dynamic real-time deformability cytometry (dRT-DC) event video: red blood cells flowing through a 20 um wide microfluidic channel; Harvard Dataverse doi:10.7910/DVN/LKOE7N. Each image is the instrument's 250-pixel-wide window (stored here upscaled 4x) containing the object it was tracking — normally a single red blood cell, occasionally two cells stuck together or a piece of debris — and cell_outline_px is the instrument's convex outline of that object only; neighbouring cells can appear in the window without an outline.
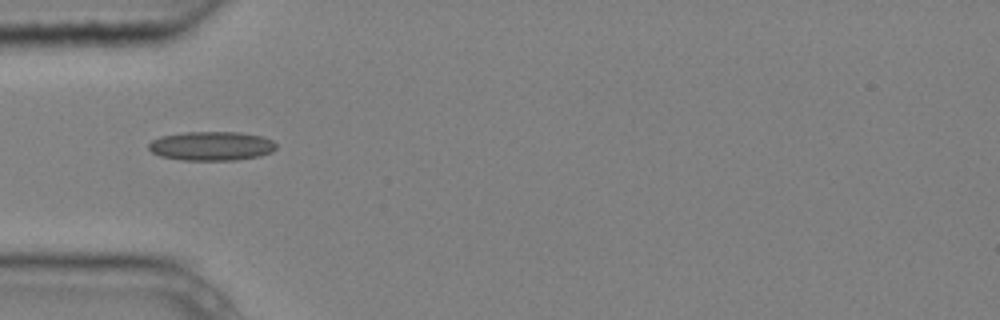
{"species": "common noctule bat (a hibernating species)", "species_latin": "Nyctalus noctula", "temperature_condition": "cold", "stored_images_in_passage": 5, "camera_frame_rate_fps": 3000, "um_per_image_px": 0.085, "animal": {"sex": "male", "body_mass_g": 20.4}, "frame": {"image": 1, "passage_image": 3, "time_ms": 0.667, "image_size_px": [1000, 320], "cell_outline_px": [[276, 148], [272, 152], [260, 156], [236, 160], [184, 160], [160, 156], [152, 152], [148, 148], [148, 144], [152, 140], [160, 136], [184, 132], [240, 132], [260, 136], [272, 140], [276, 144]], "centroid_in_image_um": [17.97, 12.41], "position_along_channel_um": 67.0, "area_um2": 21.68}}
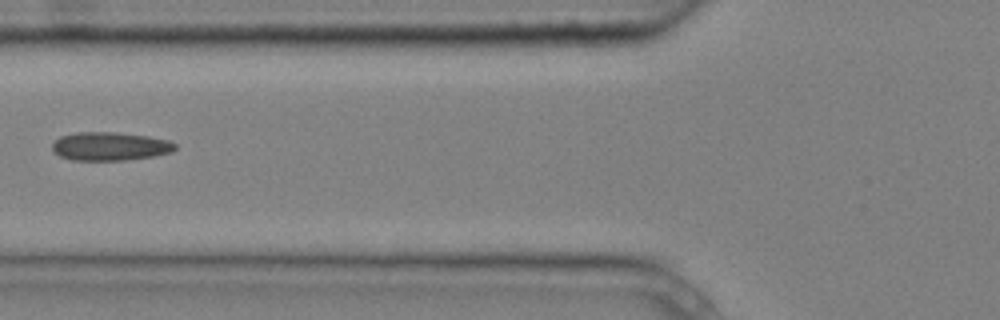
{"frame": {"image": 2, "passage_image": 4, "time_ms": 1.0, "image_size_px": [1000, 320], "cell_outline_px": [[176, 148], [172, 152], [152, 156], [124, 160], [72, 160], [60, 156], [52, 152], [52, 144], [60, 136], [76, 132], [116, 132], [148, 136], [168, 140], [176, 144]], "centroid_in_image_um": [9.32, 12.43], "position_along_channel_um": 116.5, "area_um2": 20.4}}
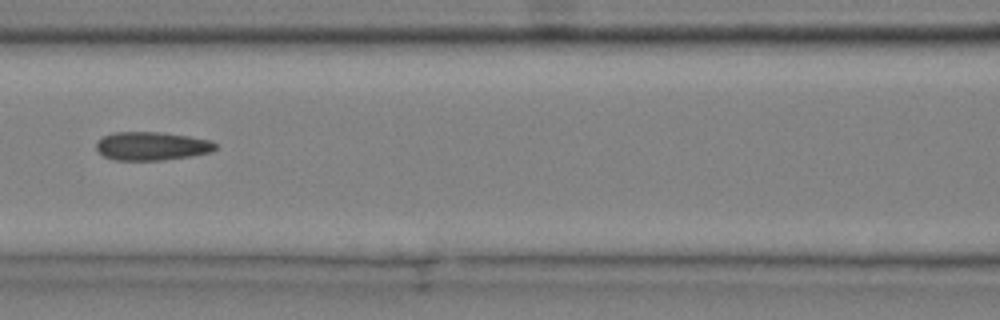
{"frame": {"image": 3, "passage_image": 5, "time_ms": 1.333, "image_size_px": [1000, 320], "cell_outline_px": [[216, 148], [212, 152], [192, 156], [164, 160], [112, 160], [104, 156], [96, 148], [96, 144], [104, 136], [112, 132], [160, 132], [188, 136], [208, 140], [216, 144]], "centroid_in_image_um": [12.9, 12.42], "position_along_channel_um": 153.7, "area_um2": 19.71}}